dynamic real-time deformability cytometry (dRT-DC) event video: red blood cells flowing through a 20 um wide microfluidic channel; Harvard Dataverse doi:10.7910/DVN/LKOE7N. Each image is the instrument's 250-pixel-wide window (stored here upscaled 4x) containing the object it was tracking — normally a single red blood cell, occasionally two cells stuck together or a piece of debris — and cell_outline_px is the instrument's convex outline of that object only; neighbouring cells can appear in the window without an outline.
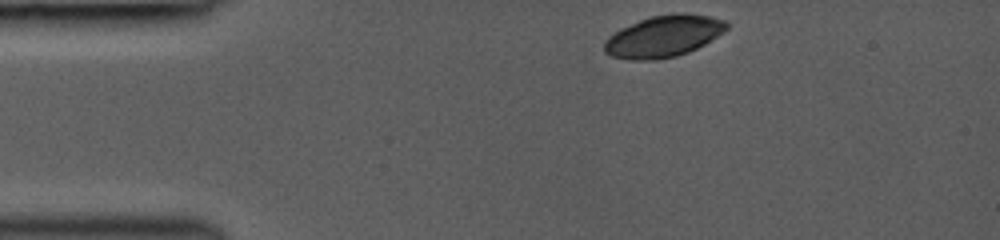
{"species": "common noctule bat (a hibernating species)", "species_latin": "Nyctalus noctula", "temperature_condition": "room temperature", "stored_images_in_passage": 3, "camera_frame_rate_fps": 3000, "um_per_image_px": 0.085, "animal": {"sex": "female", "body_mass_g": 19.0, "forearm_length_mm": 53.3}, "frame": {"image": 1, "passage_image": 1, "time_ms": 0.0, "image_size_px": [1000, 240], "cell_outline_px": [[732, 24], [724, 32], [704, 44], [688, 52], [676, 56], [656, 60], [628, 60], [612, 56], [604, 52], [604, 40], [608, 36], [620, 28], [640, 20], [652, 16], [676, 12], [684, 12], [708, 16], [724, 20]], "centroid_in_image_um": [56.4, 3.08], "position_along_channel_um": 28.6, "area_um2": 29.88}}